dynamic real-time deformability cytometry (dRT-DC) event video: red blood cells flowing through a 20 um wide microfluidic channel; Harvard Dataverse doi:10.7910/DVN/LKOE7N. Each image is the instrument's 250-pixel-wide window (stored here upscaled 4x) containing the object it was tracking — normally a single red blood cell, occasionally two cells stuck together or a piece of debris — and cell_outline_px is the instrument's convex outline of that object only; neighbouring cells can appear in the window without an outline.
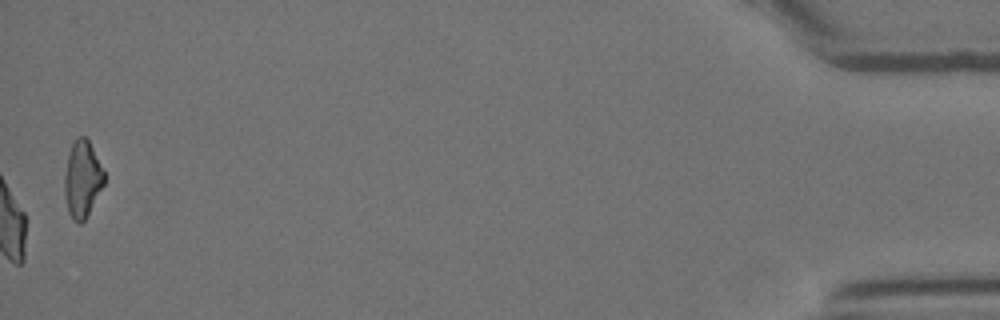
{"species": "Egyptian fruit bat (a non-hibernating species)", "species_latin": "Rousettus aegyptiacus", "temperature_condition": "room temperature", "stored_images_in_passage": 56, "camera_frame_rate_fps": 3000, "um_per_image_px": 0.085, "animal": {"sex": "female"}, "frame": {"image": 1, "passage_image": 56, "time_ms": 18.333, "image_size_px": [1000, 320], "cell_outline_px": [[104, 184], [84, 220], [80, 224], [76, 224], [72, 220], [68, 212], [64, 192], [64, 176], [68, 152], [76, 136], [84, 136], [88, 140], [104, 172]], "centroid_in_image_um": [6.96, 15.23], "position_along_channel_um": 428.2, "area_um2": 17.63}, "authors_computed_cell_mechanics": {"area_um2": 21.7328, "velocity_mm_per_s": 3.6663, "shape_relaxation_time_tau1_ms": 8.7223, "shape_relaxation_time_tau2_ms": 3.3347, "deformation_change_tau1": 0.2129, "deformation_change_tau2": 0.1054}}